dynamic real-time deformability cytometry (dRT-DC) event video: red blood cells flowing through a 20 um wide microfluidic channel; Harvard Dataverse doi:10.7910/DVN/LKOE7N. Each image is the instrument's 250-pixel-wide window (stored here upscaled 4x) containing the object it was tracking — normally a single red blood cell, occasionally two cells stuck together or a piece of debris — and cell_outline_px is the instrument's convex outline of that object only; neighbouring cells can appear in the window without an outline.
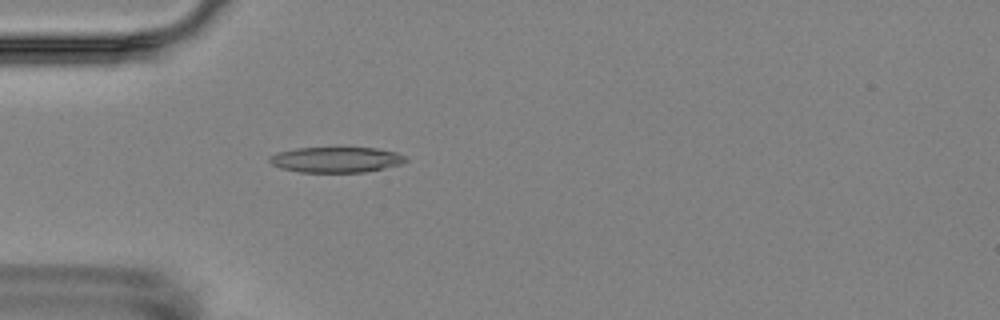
{"species": "Egyptian fruit bat (a non-hibernating species)", "species_latin": "Rousettus aegyptiacus", "temperature_condition": "room temperature", "stored_images_in_passage": 1, "camera_frame_rate_fps": 3000, "um_per_image_px": 0.085, "animal": {"sex": "female"}, "frame": {"image": 1, "passage_image": 1, "time_ms": 0.0, "image_size_px": [1000, 320], "cell_outline_px": [[408, 160], [400, 164], [384, 168], [364, 172], [300, 172], [280, 168], [272, 164], [268, 160], [268, 156], [276, 152], [296, 148], [376, 148], [396, 152], [404, 156]], "centroid_in_image_um": [28.53, 13.57], "position_along_channel_um": 56.5, "area_um2": 20.23}}